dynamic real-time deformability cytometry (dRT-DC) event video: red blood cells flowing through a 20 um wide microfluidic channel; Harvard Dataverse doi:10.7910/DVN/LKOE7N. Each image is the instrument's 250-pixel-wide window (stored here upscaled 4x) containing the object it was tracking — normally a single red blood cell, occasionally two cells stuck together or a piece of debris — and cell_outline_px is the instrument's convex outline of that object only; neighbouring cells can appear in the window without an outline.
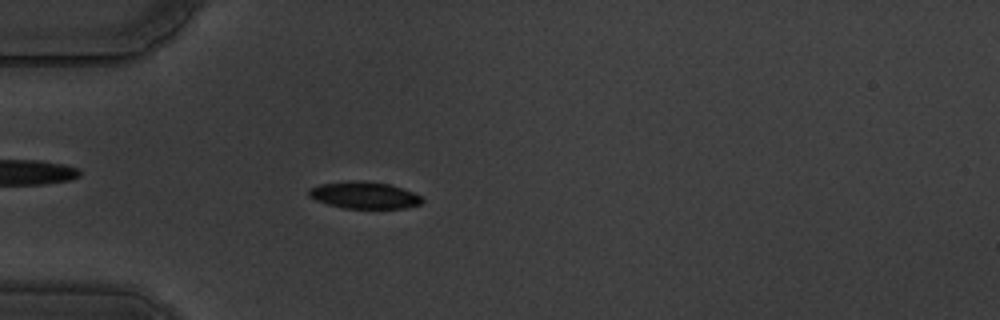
{"species": "common noctule bat (a hibernating species)", "species_latin": "Nyctalus noctula", "temperature_condition": "warm", "stored_images_in_passage": 59, "camera_frame_rate_fps": 3000, "um_per_image_px": 0.085, "animal": {"sex": "male", "body_mass_g": 19.5, "forearm_length_mm": 54.6}, "frame": {"image": 1, "passage_image": 18, "time_ms": 5.667, "image_size_px": [1000, 320], "cell_outline_px": [[424, 200], [420, 204], [404, 208], [344, 208], [328, 204], [316, 200], [308, 196], [308, 188], [320, 184], [348, 180], [364, 180], [388, 184], [412, 192], [420, 196]], "centroid_in_image_um": [30.91, 16.58], "position_along_channel_um": 54.1, "area_um2": 17.74}}
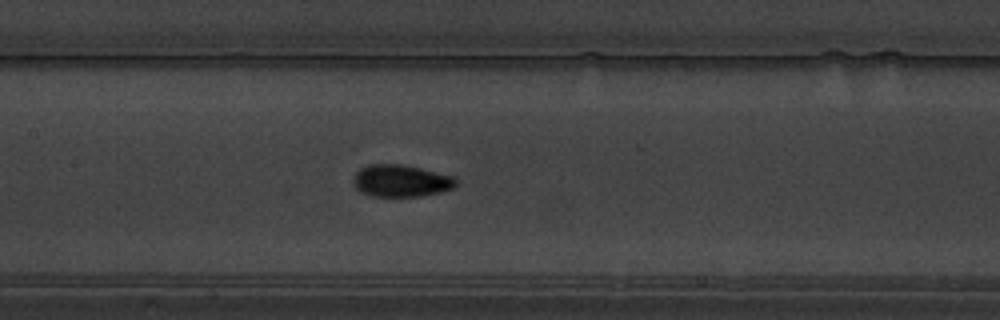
{"frame": {"image": 2, "passage_image": 29, "time_ms": 9.333, "image_size_px": [1000, 320], "cell_outline_px": [[456, 188], [440, 192], [420, 196], [372, 196], [360, 192], [356, 188], [352, 180], [356, 172], [360, 168], [368, 164], [400, 164], [420, 168], [456, 176]], "centroid_in_image_um": [34.09, 15.36], "position_along_channel_um": 173.3, "area_um2": 19.36}}
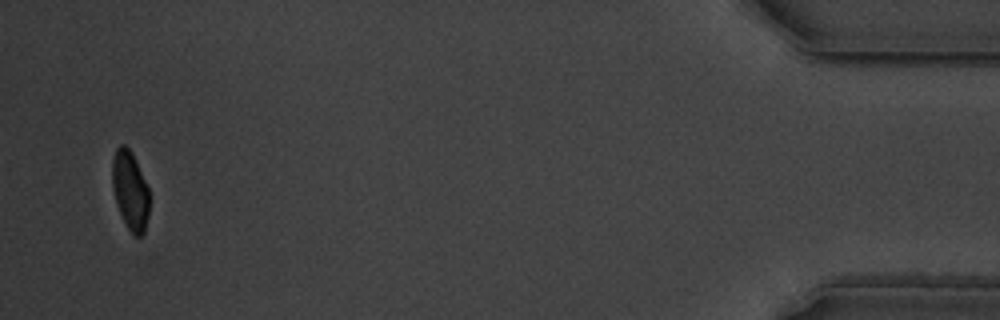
{"frame": {"image": 3, "passage_image": 57, "time_ms": 18.667, "image_size_px": [1000, 320], "cell_outline_px": [[148, 216], [144, 232], [140, 236], [136, 236], [128, 228], [120, 212], [112, 188], [112, 160], [116, 148], [120, 144], [124, 144], [132, 152], [148, 188]], "centroid_in_image_um": [11.05, 16.15], "position_along_channel_um": 424.2, "area_um2": 16.7}, "authors_computed_cell_mechanics": {"area_um2": 18.207, "velocity_mm_per_s": 3.5276, "shape_relaxation_time_tau1_ms": 3.0639, "shape_relaxation_time_tau2_ms": 0.8474, "deformation_change_tau1": 0.1658, "deformation_change_tau2": 0.0457}}